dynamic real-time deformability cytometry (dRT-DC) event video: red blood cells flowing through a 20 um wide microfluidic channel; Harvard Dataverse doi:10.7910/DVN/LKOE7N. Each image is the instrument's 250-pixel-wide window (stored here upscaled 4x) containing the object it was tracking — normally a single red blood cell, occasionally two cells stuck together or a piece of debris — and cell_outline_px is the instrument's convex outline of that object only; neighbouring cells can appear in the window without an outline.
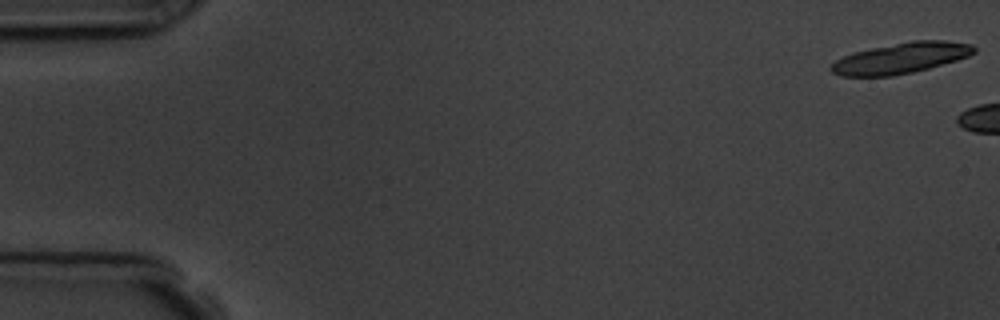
{"species": "common noctule bat (a hibernating species)", "species_latin": "Nyctalus noctula", "temperature_condition": "room temperature", "stored_images_in_passage": 5, "camera_frame_rate_fps": 3000, "um_per_image_px": 0.085, "animal": {"sex": "male", "body_mass_g": 19.5, "forearm_length_mm": 54.6}, "frame": {"image": 1, "passage_image": 1, "time_ms": 0.0, "image_size_px": [1000, 320], "cell_outline_px": [[976, 52], [968, 56], [956, 60], [928, 68], [912, 72], [892, 76], [840, 76], [832, 72], [828, 68], [836, 60], [852, 52], [912, 40], [944, 40], [972, 44], [976, 48]], "centroid_in_image_um": [76.57, 4.93], "position_along_channel_um": 8.4, "area_um2": 25.55}}
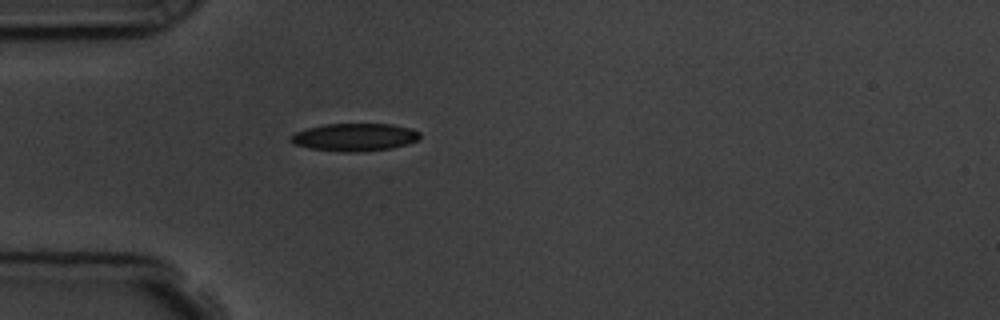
{"frame": {"image": 2, "passage_image": 5, "time_ms": 6.333, "image_size_px": [1000, 320], "cell_outline_px": [[420, 136], [416, 140], [408, 144], [392, 148], [356, 152], [340, 152], [308, 148], [292, 144], [288, 140], [288, 136], [304, 128], [324, 124], [392, 124], [412, 128], [420, 132]], "centroid_in_image_um": [30.08, 11.66], "position_along_channel_um": 54.9, "area_um2": 21.21}}